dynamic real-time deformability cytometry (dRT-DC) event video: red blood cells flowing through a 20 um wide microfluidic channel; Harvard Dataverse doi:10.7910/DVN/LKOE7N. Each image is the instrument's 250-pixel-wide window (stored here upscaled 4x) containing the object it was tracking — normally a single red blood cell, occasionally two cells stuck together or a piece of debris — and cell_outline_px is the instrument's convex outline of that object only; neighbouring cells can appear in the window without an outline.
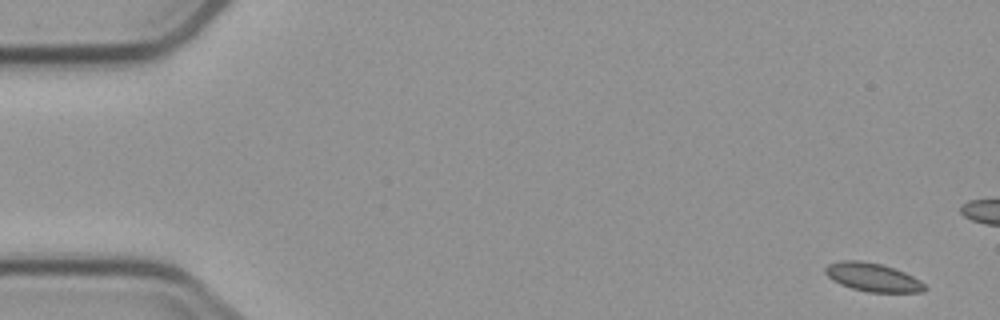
{"species": "common noctule bat (a hibernating species)", "species_latin": "Nyctalus noctula", "temperature_condition": "cold", "stored_images_in_passage": 5, "camera_frame_rate_fps": 3000, "um_per_image_px": 0.085, "animal": {"sex": "male", "body_mass_g": 23.1, "forearm_length_mm": 52.7}, "frame": {"image": 1, "passage_image": 1, "time_ms": 0.0, "image_size_px": [1000, 320], "cell_outline_px": [[928, 288], [924, 292], [868, 292], [852, 288], [840, 284], [832, 280], [824, 272], [824, 268], [828, 264], [840, 260], [860, 260], [880, 264], [904, 272], [920, 280]], "centroid_in_image_um": [74.16, 23.57], "position_along_channel_um": 10.8, "area_um2": 16.47}}